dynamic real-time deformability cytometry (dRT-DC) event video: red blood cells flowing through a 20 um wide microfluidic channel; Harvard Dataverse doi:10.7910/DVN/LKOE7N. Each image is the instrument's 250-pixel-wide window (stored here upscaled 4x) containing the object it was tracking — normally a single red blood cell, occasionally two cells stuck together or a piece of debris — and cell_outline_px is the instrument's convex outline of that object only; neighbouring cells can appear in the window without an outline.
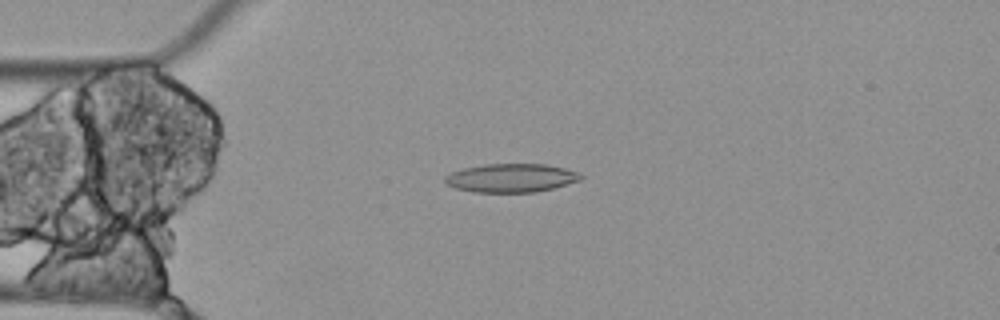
{"species": "Egyptian fruit bat (a non-hibernating species)", "species_latin": "Rousettus aegyptiacus", "temperature_condition": "cold", "stored_images_in_passage": 8, "segment_of_instrument_passage": [1, 2], "camera_frame_rate_fps": 3000, "um_per_image_px": 0.085, "animal": {"sex": "female"}, "frame": {"image": 1, "passage_image": 4, "time_ms": 1.0, "image_size_px": [1000, 320], "cell_outline_px": [[584, 176], [580, 180], [552, 188], [536, 192], [472, 192], [456, 188], [444, 184], [444, 176], [452, 172], [464, 168], [484, 164], [548, 164], [564, 168], [576, 172]], "centroid_in_image_um": [43.41, 15.12], "position_along_channel_um": 41.6, "area_um2": 22.6}}